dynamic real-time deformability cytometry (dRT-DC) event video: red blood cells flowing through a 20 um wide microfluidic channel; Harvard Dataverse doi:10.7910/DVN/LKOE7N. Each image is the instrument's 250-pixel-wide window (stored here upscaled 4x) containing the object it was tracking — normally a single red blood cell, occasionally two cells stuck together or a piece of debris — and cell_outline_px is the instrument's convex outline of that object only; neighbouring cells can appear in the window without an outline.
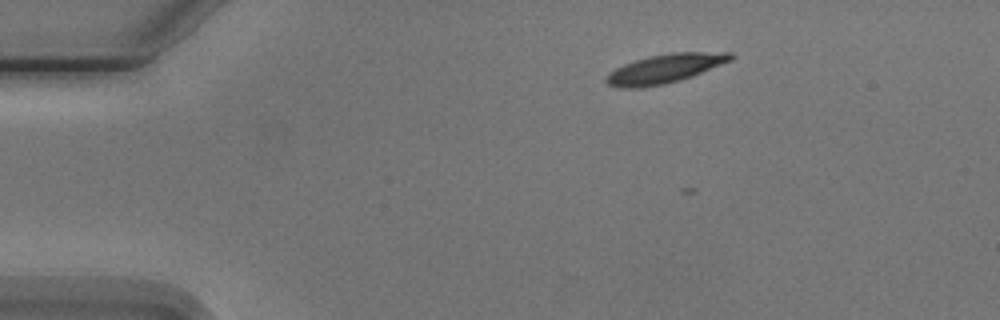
{"species": "Egyptian fruit bat (a non-hibernating species)", "species_latin": "Rousettus aegyptiacus", "temperature_condition": "cold", "stored_images_in_passage": 5, "segment_of_instrument_passage": [1, 2], "camera_frame_rate_fps": 3000, "um_per_image_px": 0.085, "animal": {"sex": "male"}, "frame": {"image": 1, "passage_image": 2, "time_ms": 1.333, "image_size_px": [1000, 320], "cell_outline_px": [[736, 56], [732, 60], [700, 72], [664, 84], [632, 88], [620, 88], [608, 84], [604, 80], [604, 76], [608, 72], [624, 64], [648, 56], [672, 52], [732, 52]], "centroid_in_image_um": [56.47, 5.81], "position_along_channel_um": 28.5, "area_um2": 20.69}}